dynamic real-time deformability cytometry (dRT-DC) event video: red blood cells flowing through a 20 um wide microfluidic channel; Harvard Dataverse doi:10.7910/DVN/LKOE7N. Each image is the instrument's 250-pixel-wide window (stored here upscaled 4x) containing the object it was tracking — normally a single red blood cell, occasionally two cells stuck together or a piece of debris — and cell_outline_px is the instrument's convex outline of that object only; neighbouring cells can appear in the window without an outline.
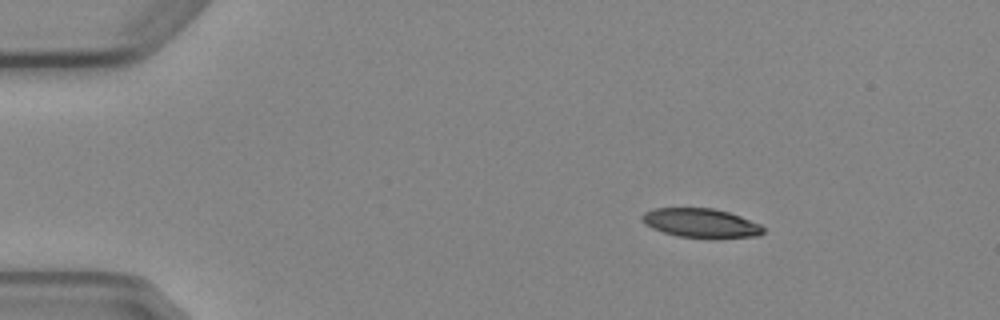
{"species": "Egyptian fruit bat (a non-hibernating species)", "species_latin": "Rousettus aegyptiacus", "temperature_condition": "cold", "stored_images_in_passage": 4, "camera_frame_rate_fps": 3000, "um_per_image_px": 0.085, "animal": {"sex": "female"}, "frame": {"image": 1, "passage_image": 1, "time_ms": 0.0, "image_size_px": [1000, 320], "cell_outline_px": [[764, 232], [760, 236], [676, 236], [652, 228], [644, 224], [640, 216], [644, 212], [652, 208], [712, 208], [728, 212], [740, 216], [760, 224], [764, 228]], "centroid_in_image_um": [59.51, 18.92], "position_along_channel_um": 25.5, "area_um2": 20.0}}
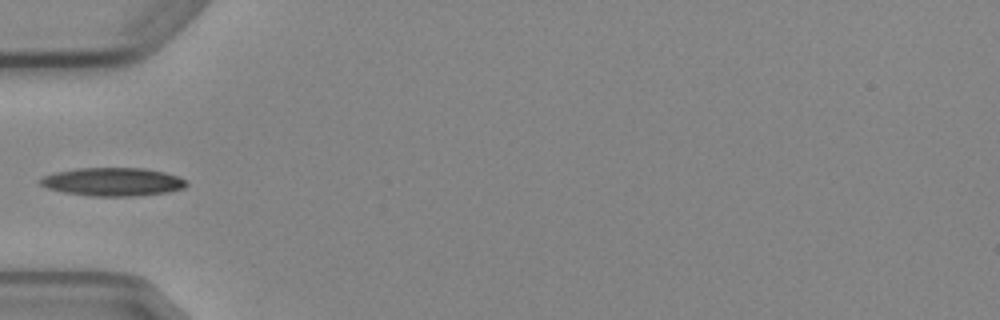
{"frame": {"image": 2, "passage_image": 4, "time_ms": 3.333, "image_size_px": [1000, 320], "cell_outline_px": [[188, 184], [184, 188], [168, 192], [132, 196], [92, 196], [64, 192], [48, 188], [40, 184], [36, 180], [40, 176], [56, 172], [76, 168], [144, 168], [164, 172], [188, 180]], "centroid_in_image_um": [9.56, 15.45], "position_along_channel_um": 75.4, "area_um2": 24.22}}